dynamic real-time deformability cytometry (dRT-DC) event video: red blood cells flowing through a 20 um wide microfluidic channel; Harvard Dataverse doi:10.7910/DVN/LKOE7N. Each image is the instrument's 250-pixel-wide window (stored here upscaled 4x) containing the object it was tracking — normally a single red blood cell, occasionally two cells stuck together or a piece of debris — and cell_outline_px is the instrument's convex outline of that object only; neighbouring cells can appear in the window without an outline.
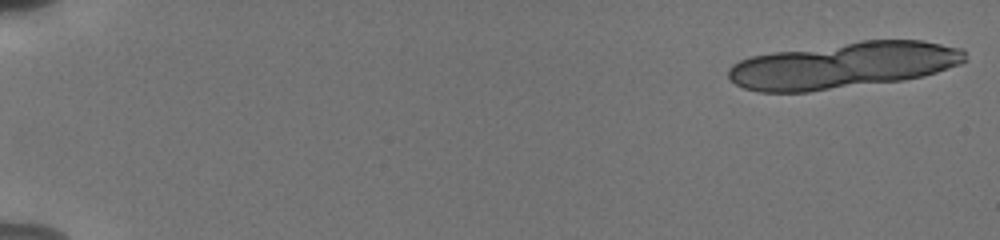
{"species": "human", "species_latin": "Homo sapiens", "temperature_condition": "cold", "stored_images_in_passage": 12, "camera_frame_rate_fps": 3000, "um_per_image_px": 0.085, "donor": {"sex": "male"}, "frame": {"image": 1, "passage_image": 1, "time_ms": 0.0, "image_size_px": [1000, 240], "cell_outline_px": [[968, 60], [960, 64], [924, 76], [904, 80], [808, 92], [760, 92], [744, 88], [736, 84], [728, 76], [728, 68], [732, 64], [740, 60], [752, 56], [776, 52], [860, 40], [920, 40], [960, 48], [964, 52]], "centroid_in_image_um": [71.7, 5.56], "position_along_channel_um": 13.3, "area_um2": 63.7}}